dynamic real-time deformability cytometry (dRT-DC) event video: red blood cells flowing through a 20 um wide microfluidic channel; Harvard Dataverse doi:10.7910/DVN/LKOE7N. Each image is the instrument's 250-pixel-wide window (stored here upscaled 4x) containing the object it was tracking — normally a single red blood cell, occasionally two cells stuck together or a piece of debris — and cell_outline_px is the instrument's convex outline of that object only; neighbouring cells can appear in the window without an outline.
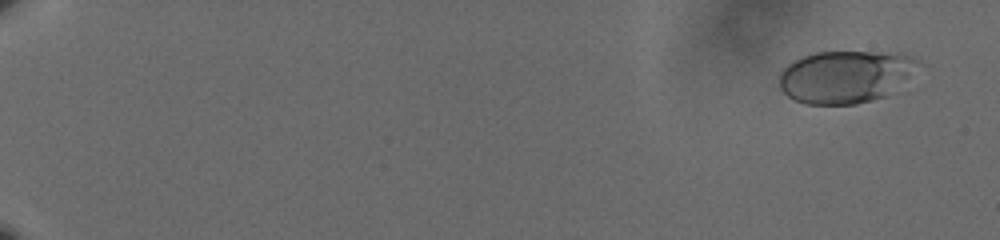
{"species": "human", "species_latin": "Homo sapiens", "temperature_condition": "cold", "stored_images_in_passage": 61, "camera_frame_rate_fps": 3000, "um_per_image_px": 0.085, "donor": {"sex": "male"}, "frame": {"image": 1, "passage_image": 4, "time_ms": 1.0, "image_size_px": [1000, 240], "cell_outline_px": [[924, 64], [888, 96], [856, 104], [804, 104], [792, 100], [780, 88], [780, 68], [792, 60], [800, 56], [816, 52], [900, 52], [916, 56]], "centroid_in_image_um": [71.91, 6.49], "position_along_channel_um": 13.1, "area_um2": 43.58}}
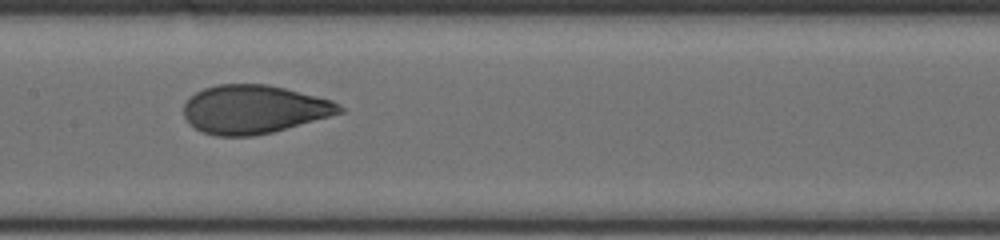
{"frame": {"image": 2, "passage_image": 35, "time_ms": 11.333, "image_size_px": [1000, 240], "cell_outline_px": [[344, 112], [272, 132], [252, 136], [216, 136], [204, 132], [196, 128], [184, 116], [184, 104], [196, 92], [204, 88], [216, 84], [268, 84], [332, 100], [340, 104], [344, 108]], "centroid_in_image_um": [21.59, 9.29], "position_along_channel_um": 185.8, "area_um2": 43.7}}
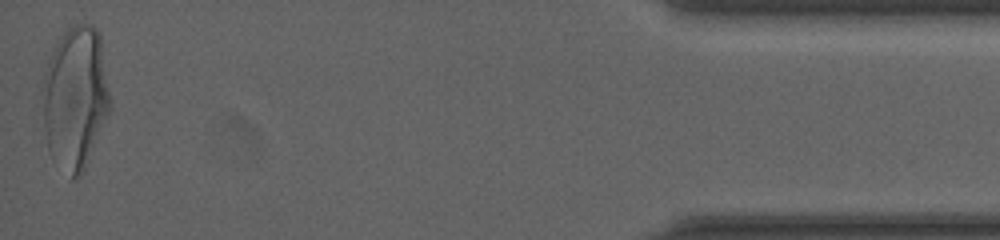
{"frame": {"image": 3, "passage_image": 61, "time_ms": 20.0, "image_size_px": [1000, 240], "cell_outline_px": [[112, 108], [88, 160], [80, 176], [72, 180], [48, 148], [44, 132], [40, 92], [40, 88], [44, 72], [48, 60], [60, 36], [68, 24], [92, 24], [96, 28], [100, 36], [112, 100]], "centroid_in_image_um": [6.4, 8.25], "position_along_channel_um": 428.8, "area_um2": 57.11}, "authors_computed_cell_mechanics": {"area_um2": 43.5812, "velocity_mm_per_s": 3.5946, "shape_relaxation_time_tau1_ms": 4.5297, "shape_relaxation_time_tau2_ms": null, "deformation_change_tau1": 0.1682, "deformation_change_tau2": null}}